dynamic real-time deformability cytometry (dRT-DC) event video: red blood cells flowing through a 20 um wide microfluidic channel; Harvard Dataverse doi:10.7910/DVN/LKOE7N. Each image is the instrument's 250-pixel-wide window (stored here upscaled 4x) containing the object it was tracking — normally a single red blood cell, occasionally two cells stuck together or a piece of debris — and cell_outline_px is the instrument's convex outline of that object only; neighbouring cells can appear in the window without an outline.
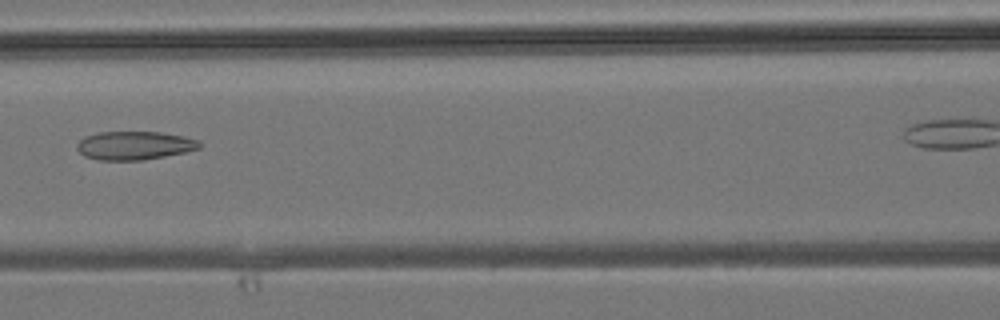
{"species": "common noctule bat (a hibernating species)", "species_latin": "Nyctalus noctula", "temperature_condition": "room temperature", "stored_images_in_passage": 31, "camera_frame_rate_fps": 3000, "um_per_image_px": 0.085, "animal": {"sex": "male", "body_mass_g": 19.2, "forearm_length_mm": 51.8}, "frame": {"image": 1, "passage_image": 16, "time_ms": 5.0, "image_size_px": [1000, 320], "cell_outline_px": [[204, 144], [200, 148], [184, 152], [144, 160], [100, 160], [84, 156], [76, 148], [76, 144], [84, 136], [100, 132], [160, 132], [184, 136], [200, 140]], "centroid_in_image_um": [11.45, 12.36], "position_along_channel_um": 155.2, "area_um2": 20.46}}
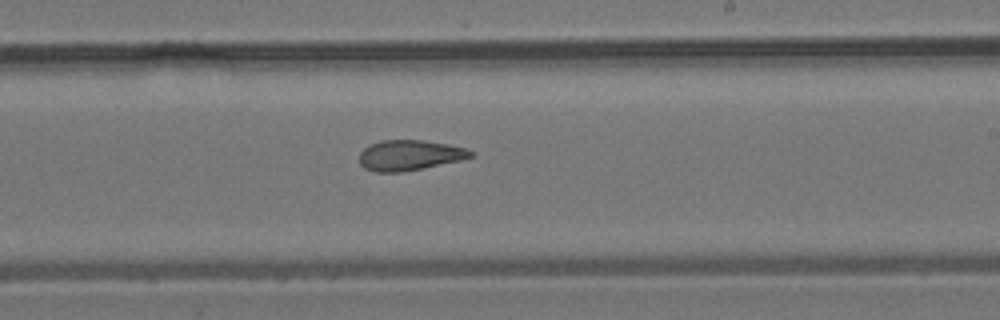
{"frame": {"image": 2, "passage_image": 22, "time_ms": 7.0, "image_size_px": [1000, 320], "cell_outline_px": [[476, 156], [460, 160], [400, 172], [376, 172], [364, 168], [360, 164], [360, 152], [368, 144], [380, 140], [424, 140], [448, 144], [464, 148], [476, 152]], "centroid_in_image_um": [34.81, 13.18], "position_along_channel_um": 254.2, "area_um2": 19.71}}
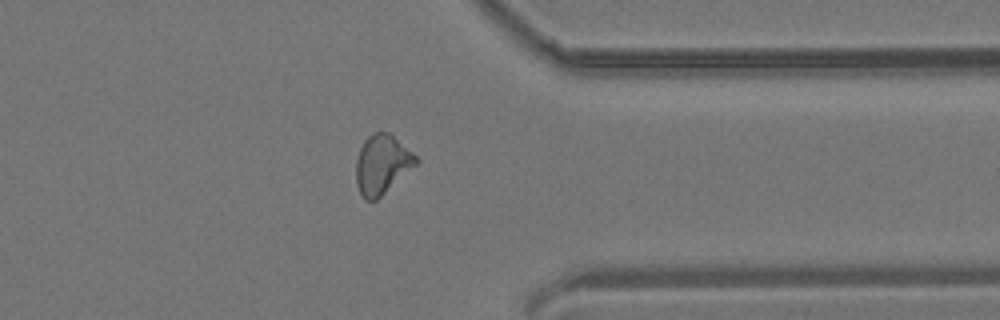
{"frame": {"image": 3, "passage_image": 30, "time_ms": 9.667, "image_size_px": [1000, 320], "cell_outline_px": [[420, 160], [416, 164], [376, 200], [364, 200], [356, 184], [356, 160], [360, 148], [364, 140], [368, 136], [376, 132], [388, 132], [412, 152]], "centroid_in_image_um": [32.44, 13.97], "position_along_channel_um": 379.0, "area_um2": 20.29}}